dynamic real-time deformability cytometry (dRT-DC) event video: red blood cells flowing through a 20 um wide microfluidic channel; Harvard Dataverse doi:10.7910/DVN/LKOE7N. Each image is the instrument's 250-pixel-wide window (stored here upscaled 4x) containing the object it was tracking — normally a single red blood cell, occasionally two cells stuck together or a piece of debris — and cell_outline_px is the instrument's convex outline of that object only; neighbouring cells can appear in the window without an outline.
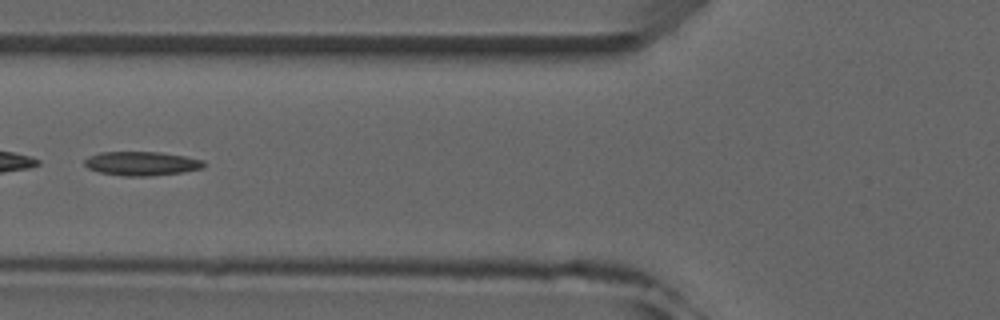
{"species": "common noctule bat (a hibernating species)", "species_latin": "Nyctalus noctula", "temperature_condition": "room temperature", "stored_images_in_passage": 6, "camera_frame_rate_fps": 3000, "um_per_image_px": 0.085, "animal": {"sex": "male", "forearm_length_mm": 52.5}, "frame": {"image": 1, "passage_image": 6, "time_ms": 6.0, "image_size_px": [1000, 320], "cell_outline_px": [[208, 164], [204, 168], [184, 172], [148, 176], [124, 176], [100, 172], [88, 168], [84, 164], [84, 160], [88, 156], [100, 152], [160, 152], [184, 156], [204, 160]], "centroid_in_image_um": [12.08, 13.9], "position_along_channel_um": 113.7, "area_um2": 16.82}}